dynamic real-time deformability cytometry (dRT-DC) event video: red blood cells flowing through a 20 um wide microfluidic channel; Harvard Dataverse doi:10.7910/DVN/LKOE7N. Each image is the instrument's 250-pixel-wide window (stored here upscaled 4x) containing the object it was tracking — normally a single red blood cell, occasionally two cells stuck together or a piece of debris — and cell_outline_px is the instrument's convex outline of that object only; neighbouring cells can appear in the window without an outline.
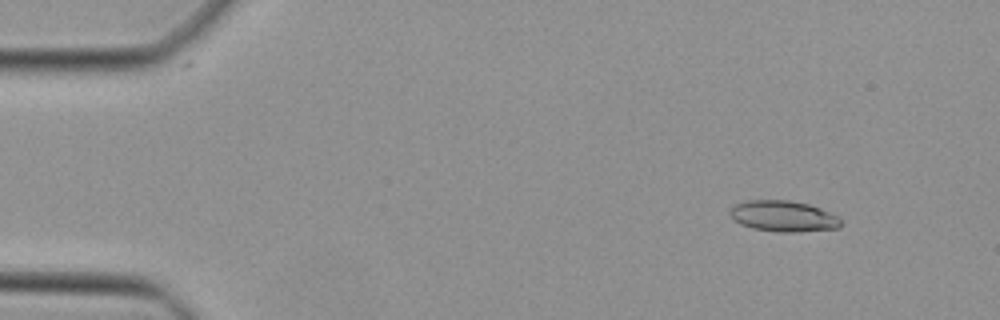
{"species": "Egyptian fruit bat (a non-hibernating species)", "species_latin": "Rousettus aegyptiacus", "temperature_condition": "cold", "stored_images_in_passage": 47, "camera_frame_rate_fps": 3000, "um_per_image_px": 0.085, "animal": {"sex": "female"}, "frame": {"image": 1, "passage_image": 5, "time_ms": 1.333, "image_size_px": [1000, 320], "cell_outline_px": [[840, 228], [800, 232], [776, 232], [752, 228], [740, 224], [732, 220], [728, 212], [736, 204], [748, 200], [788, 200], [808, 204], [820, 208], [836, 216], [840, 220]], "centroid_in_image_um": [66.54, 18.38], "position_along_channel_um": 18.5, "area_um2": 20.06}}
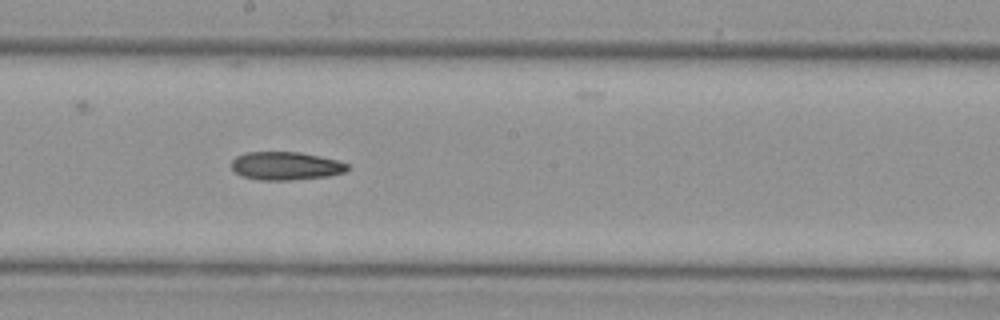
{"frame": {"image": 2, "passage_image": 26, "time_ms": 8.333, "image_size_px": [1000, 320], "cell_outline_px": [[348, 168], [344, 172], [328, 176], [288, 180], [260, 180], [240, 176], [232, 168], [232, 160], [236, 156], [244, 152], [300, 152], [340, 160], [348, 164]], "centroid_in_image_um": [24.28, 14.09], "position_along_channel_um": 223.9, "area_um2": 19.13}}
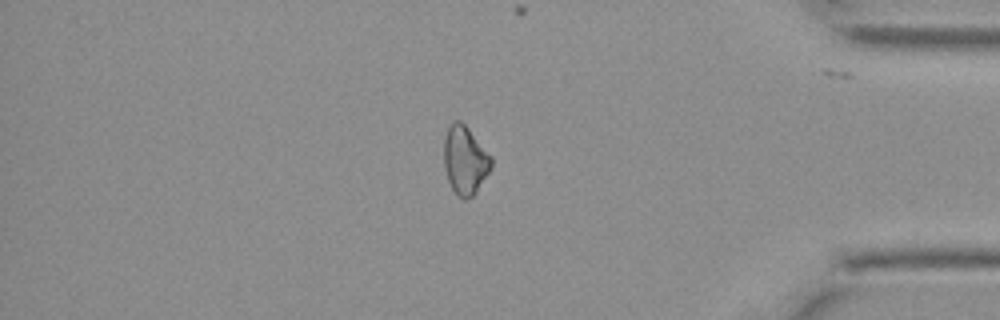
{"frame": {"image": 3, "passage_image": 40, "time_ms": 13.0, "image_size_px": [1000, 320], "cell_outline_px": [[492, 168], [476, 192], [472, 196], [464, 200], [452, 188], [448, 180], [444, 168], [444, 136], [452, 120], [460, 120], [468, 128], [492, 156]], "centroid_in_image_um": [39.53, 13.59], "position_along_channel_um": 395.7, "area_um2": 18.9}}